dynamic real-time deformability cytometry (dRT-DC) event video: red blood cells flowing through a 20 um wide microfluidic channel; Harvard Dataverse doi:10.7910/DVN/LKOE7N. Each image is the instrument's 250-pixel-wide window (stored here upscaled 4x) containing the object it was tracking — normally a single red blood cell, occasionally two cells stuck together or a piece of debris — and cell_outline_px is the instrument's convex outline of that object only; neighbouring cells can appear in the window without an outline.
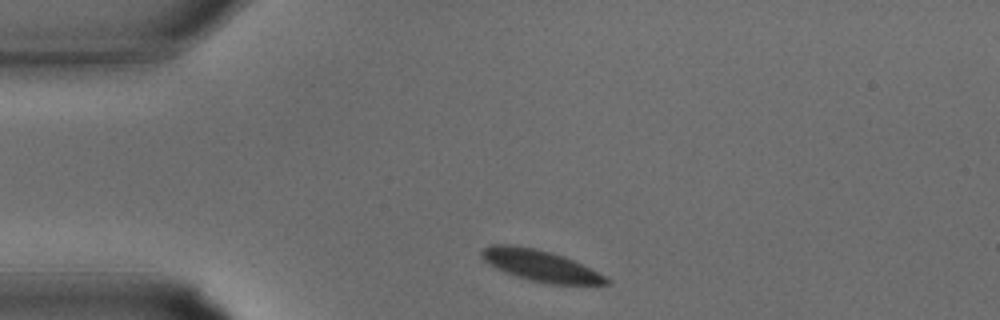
{"species": "common noctule bat (a hibernating species)", "species_latin": "Nyctalus noctula", "temperature_condition": "warm", "stored_images_in_passage": 22, "camera_frame_rate_fps": 3000, "um_per_image_px": 0.085, "animal": {"sex": "male", "body_mass_g": 15.6}, "frame": {"image": 1, "passage_image": 1, "time_ms": 0.0, "image_size_px": [1000, 320], "cell_outline_px": [[612, 284], [552, 284], [532, 280], [516, 276], [504, 272], [496, 268], [484, 260], [480, 256], [480, 248], [488, 244], [512, 244], [536, 248], [552, 252], [564, 256], [612, 280]], "centroid_in_image_um": [45.86, 22.55], "position_along_channel_um": 39.1, "area_um2": 22.66}}
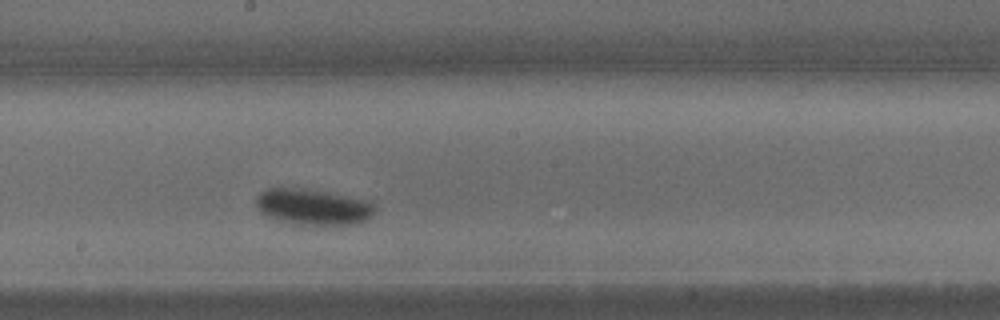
{"frame": {"image": 2, "passage_image": 12, "time_ms": 3.667, "image_size_px": [1000, 320], "cell_outline_px": [[376, 212], [368, 220], [356, 224], [324, 228], [312, 228], [288, 224], [264, 216], [256, 204], [256, 196], [260, 192], [268, 188], [284, 188], [320, 192], [372, 200], [376, 204]], "centroid_in_image_um": [26.67, 17.68], "position_along_channel_um": 221.5, "area_um2": 26.01}}
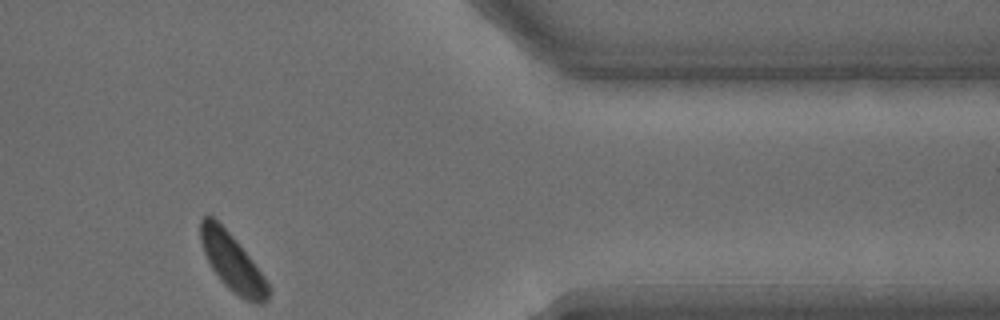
{"frame": {"image": 3, "passage_image": 22, "time_ms": 7.0, "image_size_px": [1000, 320], "cell_outline_px": [[272, 292], [268, 300], [264, 304], [256, 304], [244, 300], [232, 292], [220, 280], [212, 268], [204, 252], [200, 240], [200, 220], [204, 216], [212, 216], [236, 240], [264, 276], [272, 288]], "centroid_in_image_um": [19.79, 22.37], "position_along_channel_um": 391.6, "area_um2": 22.66}}